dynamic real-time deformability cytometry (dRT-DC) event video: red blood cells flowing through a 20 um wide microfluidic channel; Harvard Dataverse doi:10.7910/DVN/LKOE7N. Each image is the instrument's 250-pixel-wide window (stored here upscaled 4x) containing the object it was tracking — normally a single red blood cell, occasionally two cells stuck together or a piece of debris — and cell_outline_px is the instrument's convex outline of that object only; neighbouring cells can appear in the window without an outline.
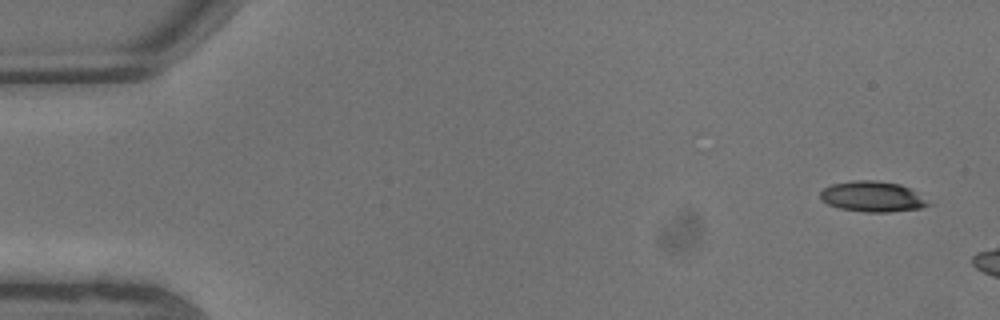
{"species": "common noctule bat (a hibernating species)", "species_latin": "Nyctalus noctula", "temperature_condition": "warm", "stored_images_in_passage": 7, "camera_frame_rate_fps": 3000, "um_per_image_px": 0.085, "animal": {"sex": "male", "body_mass_g": 13.3}, "frame": {"image": 1, "passage_image": 1, "time_ms": 0.0, "image_size_px": [1000, 320], "cell_outline_px": [[936, 204], [920, 208], [888, 212], [864, 212], [840, 208], [828, 204], [820, 200], [820, 192], [824, 188], [832, 184], [852, 180], [876, 180], [900, 184], [912, 188]], "centroid_in_image_um": [74.23, 16.7], "position_along_channel_um": 10.8, "area_um2": 19.65}}
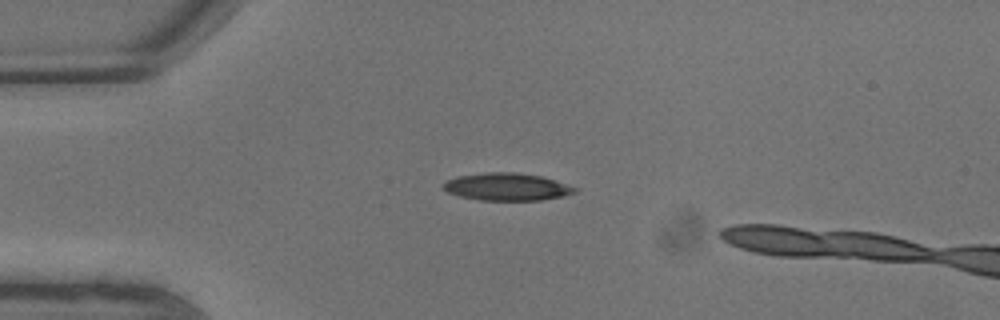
{"frame": {"image": 2, "passage_image": 5, "time_ms": 1.333, "image_size_px": [1000, 320], "cell_outline_px": [[580, 188], [576, 192], [564, 196], [540, 200], [480, 200], [460, 196], [448, 192], [440, 184], [456, 176], [488, 172], [516, 172], [540, 176]], "centroid_in_image_um": [43.09, 15.88], "position_along_channel_um": 41.9, "area_um2": 21.04}}